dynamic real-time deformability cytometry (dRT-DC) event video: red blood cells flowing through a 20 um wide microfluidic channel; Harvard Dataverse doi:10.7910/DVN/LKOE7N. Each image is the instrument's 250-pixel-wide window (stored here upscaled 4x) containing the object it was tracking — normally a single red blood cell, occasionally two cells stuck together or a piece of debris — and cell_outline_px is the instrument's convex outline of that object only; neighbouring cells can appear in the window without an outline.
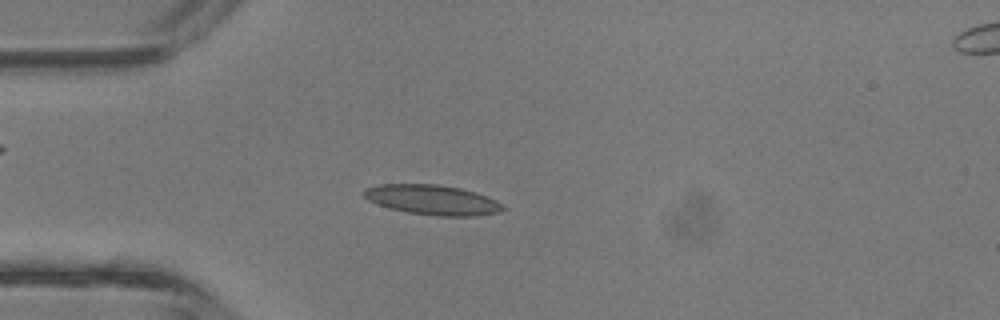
{"species": "common noctule bat (a hibernating species)", "species_latin": "Nyctalus noctula", "temperature_condition": "room temperature", "stored_images_in_passage": 33, "camera_frame_rate_fps": 3000, "um_per_image_px": 0.085, "animal": {"sex": "male", "body_mass_g": 13.3}, "frame": {"image": 1, "passage_image": 2, "time_ms": 0.333, "image_size_px": [1000, 320], "cell_outline_px": [[508, 208], [496, 212], [476, 216], [440, 216], [408, 212], [376, 204], [368, 200], [364, 196], [364, 192], [368, 188], [380, 184], [436, 184], [460, 188], [476, 192], [496, 200], [504, 204]], "centroid_in_image_um": [36.8, 16.99], "position_along_channel_um": 48.2, "area_um2": 24.04}}
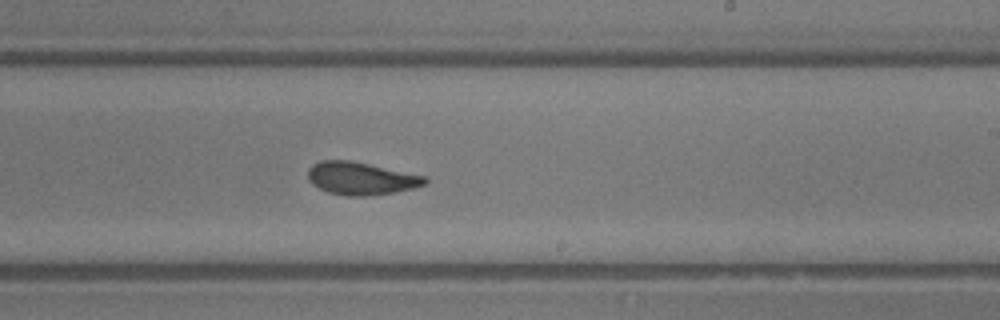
{"frame": {"image": 2, "passage_image": 16, "time_ms": 5.0, "image_size_px": [1000, 320], "cell_outline_px": [[428, 184], [396, 192], [368, 196], [348, 196], [328, 192], [312, 184], [308, 180], [308, 168], [312, 164], [320, 160], [352, 160], [428, 176]], "centroid_in_image_um": [30.71, 15.15], "position_along_channel_um": 258.3, "area_um2": 22.66}}
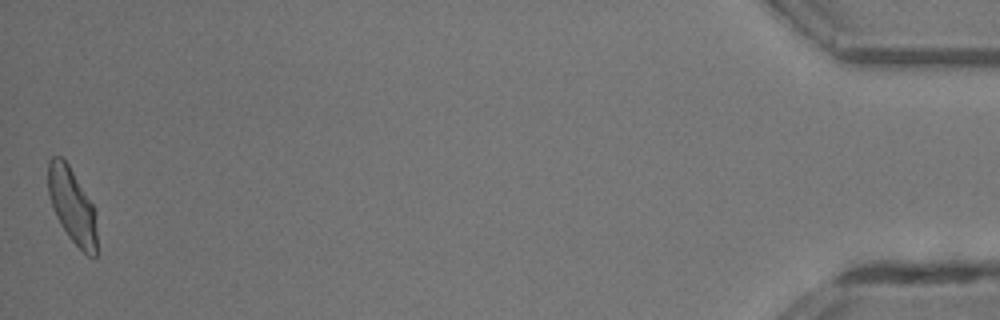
{"frame": {"image": 3, "passage_image": 33, "time_ms": 10.667, "image_size_px": [1000, 320], "cell_outline_px": [[96, 256], [88, 256], [68, 236], [60, 224], [52, 208], [48, 192], [48, 160], [52, 156], [60, 156], [68, 164], [92, 204], [96, 212]], "centroid_in_image_um": [6.12, 17.47], "position_along_channel_um": 429.1, "area_um2": 21.15}, "authors_computed_cell_mechanics": {"area_um2": 22.0218, "velocity_mm_per_s": 4.7869, "shape_relaxation_time_tau1_ms": 4.1436, "shape_relaxation_time_tau2_ms": 1.4039, "deformation_change_tau1": 0.1478, "deformation_change_tau2": 0.068}}